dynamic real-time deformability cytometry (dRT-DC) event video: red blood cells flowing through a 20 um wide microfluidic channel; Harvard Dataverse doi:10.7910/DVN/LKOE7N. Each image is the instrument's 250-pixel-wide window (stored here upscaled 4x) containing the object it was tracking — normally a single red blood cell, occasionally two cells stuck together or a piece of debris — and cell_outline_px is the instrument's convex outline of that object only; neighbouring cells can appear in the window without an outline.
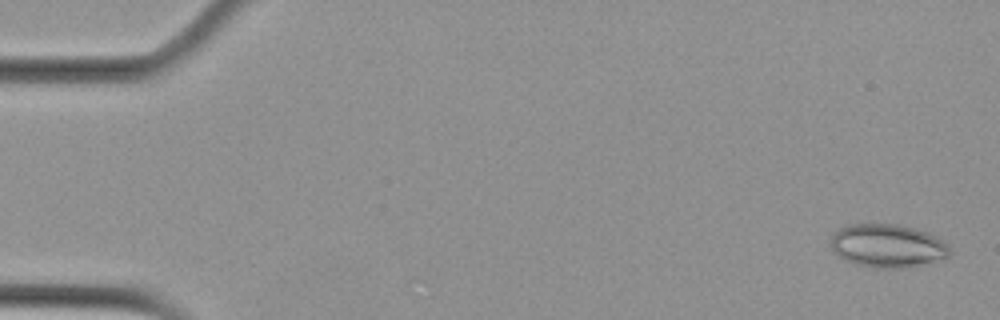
{"species": "Egyptian fruit bat (a non-hibernating species)", "species_latin": "Rousettus aegyptiacus", "temperature_condition": "cold", "stored_images_in_passage": 6, "camera_frame_rate_fps": 3000, "um_per_image_px": 0.085, "animal": {"sex": "female"}, "frame": {"image": 1, "passage_image": 1, "time_ms": 0.0, "image_size_px": [1000, 320], "cell_outline_px": [[952, 252], [948, 256], [904, 268], [876, 268], [856, 264], [844, 260], [832, 248], [832, 236], [840, 228], [848, 224], [896, 224], [928, 232], [944, 240], [948, 244]], "centroid_in_image_um": [75.46, 20.88], "position_along_channel_um": 9.5, "area_um2": 29.71}}